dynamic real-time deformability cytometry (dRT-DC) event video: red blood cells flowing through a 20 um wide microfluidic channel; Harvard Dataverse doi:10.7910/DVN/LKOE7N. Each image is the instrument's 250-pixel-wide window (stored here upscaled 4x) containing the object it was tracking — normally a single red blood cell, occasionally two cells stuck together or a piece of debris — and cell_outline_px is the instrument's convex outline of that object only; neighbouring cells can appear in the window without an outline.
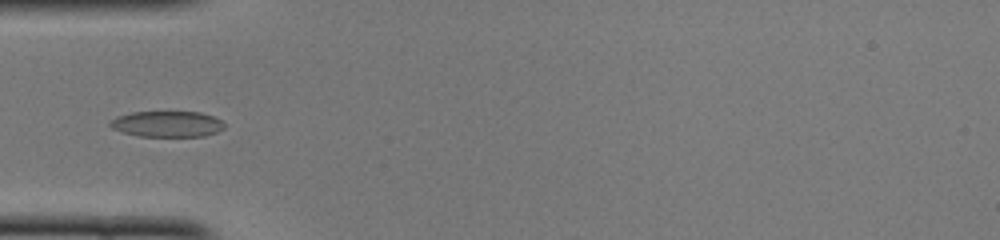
{"species": "common noctule bat (a hibernating species)", "species_latin": "Nyctalus noctula", "temperature_condition": "cold", "stored_images_in_passage": 37, "camera_frame_rate_fps": 3000, "um_per_image_px": 0.085, "animal": {"sex": "female", "body_mass_g": 22.0, "forearm_length_mm": 56.7}, "frame": {"image": 1, "passage_image": 5, "time_ms": 1.333, "image_size_px": [1000, 240], "cell_outline_px": [[224, 128], [216, 132], [204, 136], [140, 136], [124, 132], [112, 128], [108, 124], [116, 116], [132, 112], [200, 112], [212, 116], [220, 120], [224, 124]], "centroid_in_image_um": [14.2, 10.53], "position_along_channel_um": 70.8, "area_um2": 17.05}}
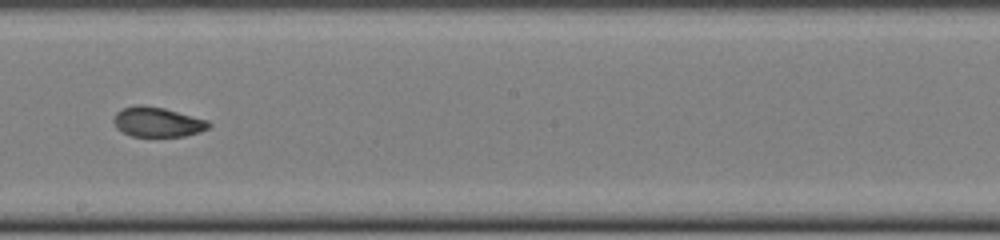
{"frame": {"image": 2, "passage_image": 17, "time_ms": 5.333, "image_size_px": [1000, 240], "cell_outline_px": [[212, 124], [208, 128], [200, 132], [184, 136], [132, 136], [116, 128], [112, 120], [116, 112], [124, 108], [136, 104], [140, 104], [164, 108], [208, 120]], "centroid_in_image_um": [13.38, 10.36], "position_along_channel_um": 234.8, "area_um2": 16.53}}
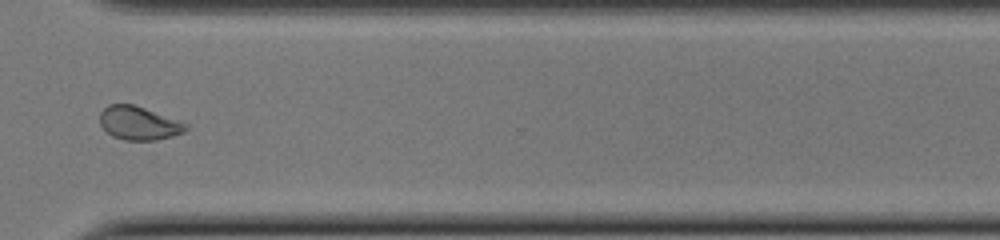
{"frame": {"image": 3, "passage_image": 26, "time_ms": 8.333, "image_size_px": [1000, 240], "cell_outline_px": [[188, 128], [184, 132], [172, 136], [156, 140], [124, 140], [112, 136], [100, 124], [100, 112], [108, 104], [132, 104], [144, 108], [188, 124]], "centroid_in_image_um": [11.78, 10.47], "position_along_channel_um": 358.8, "area_um2": 16.59}, "authors_computed_cell_mechanics": {"area_um2": 17.1088, "velocity_mm_per_s": 4.1053, "shape_relaxation_time_tau1_ms": null, "shape_relaxation_time_tau2_ms": 1.9638, "deformation_change_tau1": null, "deformation_change_tau2": 0.0716}}